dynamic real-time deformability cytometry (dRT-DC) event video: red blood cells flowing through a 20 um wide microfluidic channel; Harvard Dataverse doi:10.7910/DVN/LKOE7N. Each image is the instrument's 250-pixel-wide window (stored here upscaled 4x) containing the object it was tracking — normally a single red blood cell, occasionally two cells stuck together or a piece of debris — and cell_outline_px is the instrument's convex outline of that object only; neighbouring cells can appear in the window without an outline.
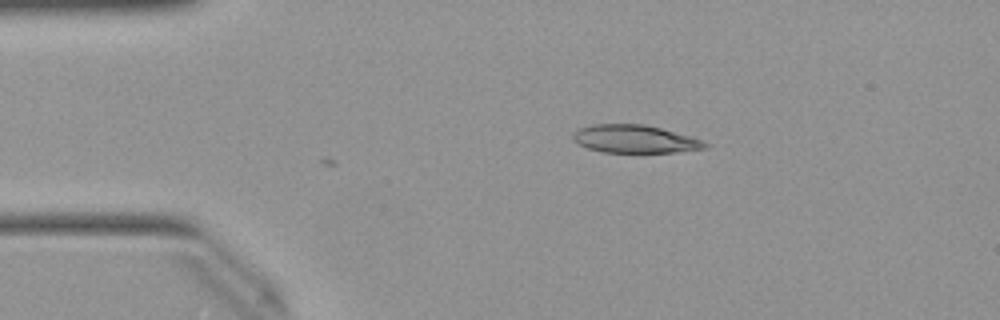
{"species": "Egyptian fruit bat (a non-hibernating species)", "species_latin": "Rousettus aegyptiacus", "temperature_condition": "warm", "stored_images_in_passage": 8, "camera_frame_rate_fps": 3000, "um_per_image_px": 0.085, "animal": {"sex": "female"}, "frame": {"image": 1, "passage_image": 8, "time_ms": 2.333, "image_size_px": [1000, 320], "cell_outline_px": [[712, 144], [708, 148], [676, 152], [604, 152], [588, 148], [572, 140], [572, 132], [580, 128], [592, 124], [644, 124], [692, 136]], "centroid_in_image_um": [54.0, 11.81], "position_along_channel_um": 31.0, "area_um2": 21.62}}